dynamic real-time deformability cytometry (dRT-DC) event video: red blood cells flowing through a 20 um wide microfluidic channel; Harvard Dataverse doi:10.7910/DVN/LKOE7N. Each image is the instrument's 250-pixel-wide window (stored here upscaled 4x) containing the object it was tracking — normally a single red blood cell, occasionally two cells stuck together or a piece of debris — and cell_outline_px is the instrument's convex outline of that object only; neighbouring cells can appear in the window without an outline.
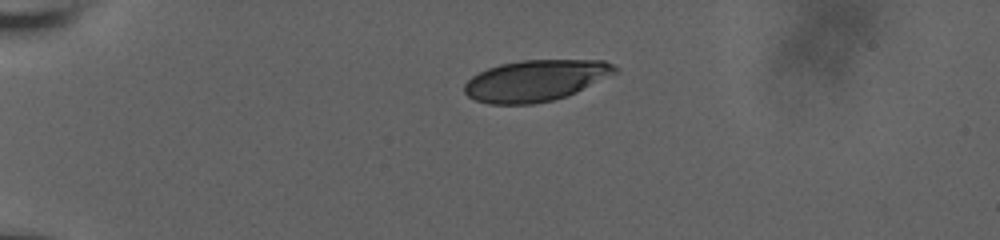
{"species": "human", "species_latin": "Homo sapiens", "temperature_condition": "room temperature", "stored_images_in_passage": 22, "camera_frame_rate_fps": 3000, "um_per_image_px": 0.085, "donor": {"sex": "male"}, "frame": {"image": 1, "passage_image": 1, "time_ms": 0.0, "image_size_px": [1000, 240], "cell_outline_px": [[616, 72], [568, 96], [552, 100], [532, 104], [488, 104], [476, 100], [468, 96], [464, 92], [464, 84], [472, 76], [488, 68], [500, 64], [520, 60], [604, 60], [612, 64], [616, 68]], "centroid_in_image_um": [45.49, 6.85], "position_along_channel_um": 39.5, "area_um2": 35.95}}
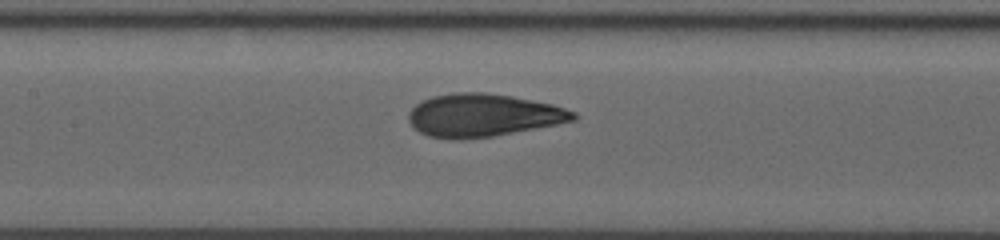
{"frame": {"image": 2, "passage_image": 13, "time_ms": 4.0, "image_size_px": [1000, 240], "cell_outline_px": [[576, 120], [556, 124], [492, 136], [456, 140], [428, 136], [420, 132], [408, 120], [408, 112], [416, 104], [432, 96], [452, 92], [488, 92], [512, 96], [552, 104], [576, 112]], "centroid_in_image_um": [41.04, 9.79], "position_along_channel_um": 166.4, "area_um2": 40.98}}
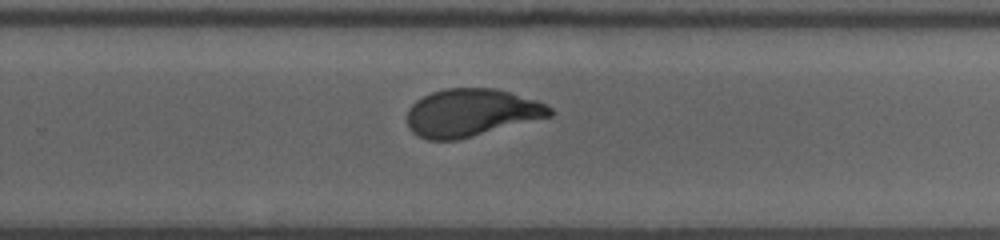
{"frame": {"image": 3, "passage_image": 22, "time_ms": 7.0, "image_size_px": [1000, 240], "cell_outline_px": [[556, 112], [552, 116], [456, 140], [428, 140], [416, 136], [408, 128], [408, 108], [416, 100], [432, 92], [444, 88], [496, 88], [536, 100], [552, 108]], "centroid_in_image_um": [40.05, 9.58], "position_along_channel_um": 289.8, "area_um2": 39.65}}